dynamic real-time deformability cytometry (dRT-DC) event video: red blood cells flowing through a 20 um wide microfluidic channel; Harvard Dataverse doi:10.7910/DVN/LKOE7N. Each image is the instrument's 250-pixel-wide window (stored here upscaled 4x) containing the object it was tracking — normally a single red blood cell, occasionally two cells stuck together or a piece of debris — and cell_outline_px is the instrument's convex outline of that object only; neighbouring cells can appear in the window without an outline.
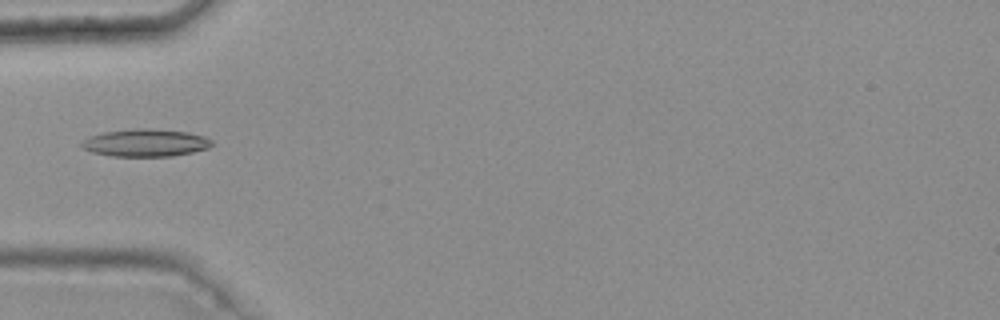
{"species": "common noctule bat (a hibernating species)", "species_latin": "Nyctalus noctula", "temperature_condition": "warm", "stored_images_in_passage": 1, "camera_frame_rate_fps": 3000, "um_per_image_px": 0.085, "animal": {"sex": "female", "body_mass_g": 25.1}, "frame": {"image": 1, "passage_image": 1, "time_ms": 0.0, "image_size_px": [1000, 320], "cell_outline_px": [[212, 144], [208, 148], [192, 152], [172, 156], [112, 156], [92, 152], [84, 148], [80, 144], [88, 136], [104, 132], [132, 128], [152, 128], [188, 132], [204, 136], [212, 140]], "centroid_in_image_um": [12.37, 12.13], "position_along_channel_um": 72.6, "area_um2": 20.92}}